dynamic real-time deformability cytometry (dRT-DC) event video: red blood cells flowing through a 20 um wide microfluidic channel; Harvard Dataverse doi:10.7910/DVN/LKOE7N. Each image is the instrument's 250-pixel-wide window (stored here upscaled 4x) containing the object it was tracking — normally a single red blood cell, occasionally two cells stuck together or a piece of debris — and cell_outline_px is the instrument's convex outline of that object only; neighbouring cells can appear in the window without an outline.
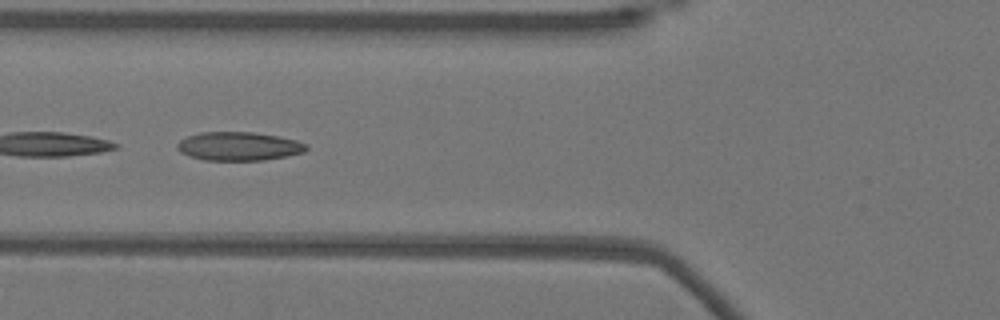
{"species": "Egyptian fruit bat (a non-hibernating species)", "species_latin": "Rousettus aegyptiacus", "temperature_condition": "warm", "stored_images_in_passage": 26, "camera_frame_rate_fps": 3000, "um_per_image_px": 0.085, "animal": {"sex": "female"}, "frame": {"image": 1, "passage_image": 19, "time_ms": 6.0, "image_size_px": [1000, 320], "cell_outline_px": [[308, 148], [304, 152], [288, 156], [264, 160], [204, 160], [188, 156], [180, 152], [176, 148], [176, 144], [180, 140], [188, 136], [200, 132], [252, 132], [280, 136], [296, 140], [308, 144]], "centroid_in_image_um": [20.3, 12.43], "position_along_channel_um": 105.5, "area_um2": 21.73}}